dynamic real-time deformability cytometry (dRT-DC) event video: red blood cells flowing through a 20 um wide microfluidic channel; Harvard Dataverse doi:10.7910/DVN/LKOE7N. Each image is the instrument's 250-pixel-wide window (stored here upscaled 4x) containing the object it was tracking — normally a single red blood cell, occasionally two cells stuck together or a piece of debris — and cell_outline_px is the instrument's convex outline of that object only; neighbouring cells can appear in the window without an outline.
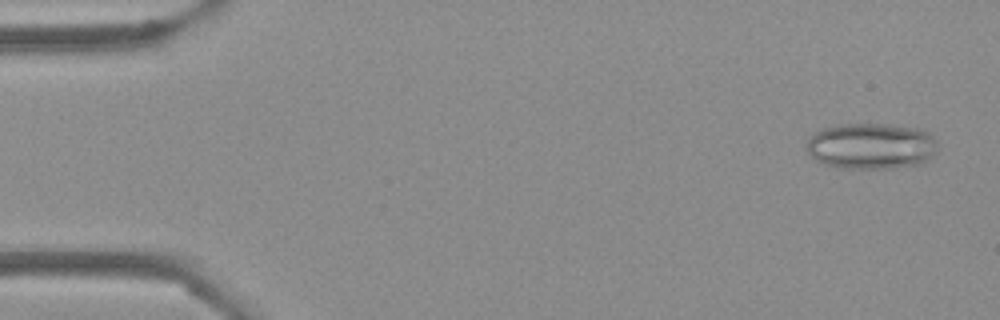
{"species": "Egyptian fruit bat (a non-hibernating species)", "species_latin": "Rousettus aegyptiacus", "temperature_condition": "cold", "stored_images_in_passage": 30, "segment_of_instrument_passage": [1, 2], "camera_frame_rate_fps": 3000, "um_per_image_px": 0.085, "frame": {"image": 1, "passage_image": 2, "time_ms": 0.333, "image_size_px": [1000, 320], "cell_outline_px": [[936, 152], [928, 160], [920, 164], [892, 168], [840, 168], [824, 164], [816, 160], [804, 148], [808, 140], [816, 132], [824, 128], [840, 124], [884, 124], [920, 128], [928, 132], [936, 140]], "centroid_in_image_um": [74.06, 12.42], "position_along_channel_um": 10.9, "area_um2": 35.32}}
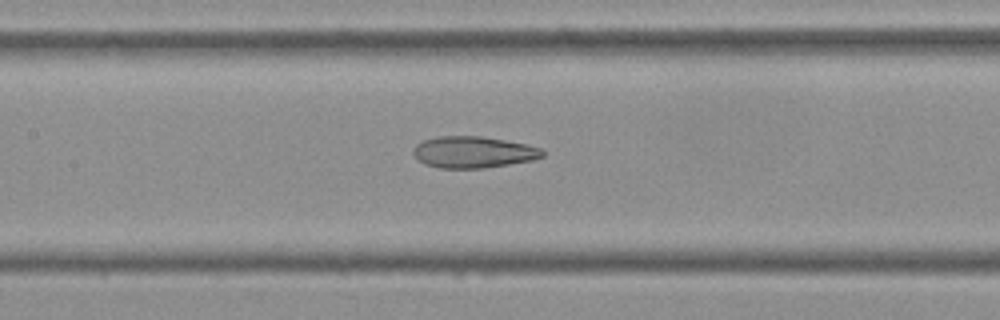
{"frame": {"image": 2, "passage_image": 24, "time_ms": 7.667, "image_size_px": [1000, 320], "cell_outline_px": [[544, 156], [532, 160], [484, 168], [440, 168], [424, 164], [416, 160], [412, 152], [412, 148], [416, 144], [424, 140], [436, 136], [480, 136], [528, 144], [540, 148], [544, 152]], "centroid_in_image_um": [40.18, 12.93], "position_along_channel_um": 167.2, "area_um2": 23.87}}
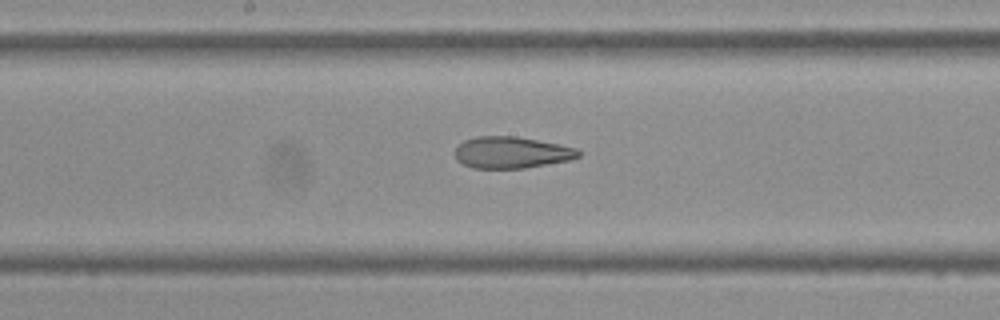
{"frame": {"image": 3, "passage_image": 27, "time_ms": 8.667, "image_size_px": [1000, 320], "cell_outline_px": [[580, 156], [572, 160], [524, 168], [472, 168], [456, 160], [456, 144], [464, 140], [476, 136], [516, 136], [576, 148], [580, 152]], "centroid_in_image_um": [43.45, 12.96], "position_along_channel_um": 204.7, "area_um2": 22.72}}